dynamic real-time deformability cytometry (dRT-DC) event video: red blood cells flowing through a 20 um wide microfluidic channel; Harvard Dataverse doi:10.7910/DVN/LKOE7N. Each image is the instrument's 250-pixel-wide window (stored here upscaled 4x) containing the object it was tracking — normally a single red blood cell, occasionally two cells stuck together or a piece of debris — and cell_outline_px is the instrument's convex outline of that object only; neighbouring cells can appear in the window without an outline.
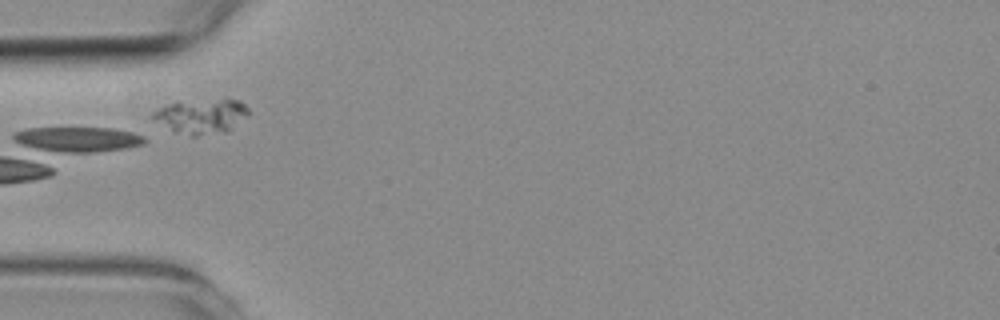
{"species": "common noctule bat (a hibernating species)", "species_latin": "Nyctalus noctula", "temperature_condition": "room temperature", "stored_images_in_passage": 6, "camera_frame_rate_fps": 3000, "um_per_image_px": 0.085, "animal": {"sex": "female", "body_mass_g": 19.3, "forearm_length_mm": 54.1}, "frame": {"image": 1, "passage_image": 5, "time_ms": 4.667, "image_size_px": [1000, 320], "cell_outline_px": [[252, 112], [248, 116], [232, 128], [224, 132], [196, 136], [192, 136], [172, 132], [152, 116], [152, 112], [176, 100], [240, 100]], "centroid_in_image_um": [17.13, 9.87], "position_along_channel_um": 67.9, "area_um2": 19.42}}
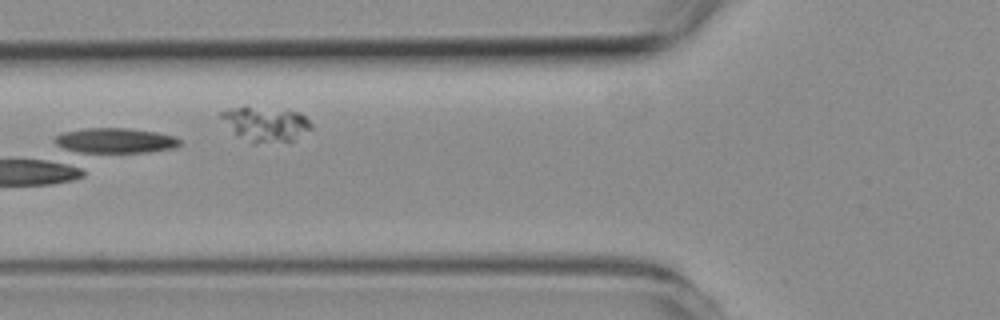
{"frame": {"image": 2, "passage_image": 6, "time_ms": 5.667, "image_size_px": [1000, 320], "cell_outline_px": [[312, 128], [292, 140], [252, 140], [236, 136], [220, 116], [220, 112], [228, 108], [244, 104], [300, 112], [312, 124]], "centroid_in_image_um": [22.53, 10.44], "position_along_channel_um": 103.3, "area_um2": 17.8}}